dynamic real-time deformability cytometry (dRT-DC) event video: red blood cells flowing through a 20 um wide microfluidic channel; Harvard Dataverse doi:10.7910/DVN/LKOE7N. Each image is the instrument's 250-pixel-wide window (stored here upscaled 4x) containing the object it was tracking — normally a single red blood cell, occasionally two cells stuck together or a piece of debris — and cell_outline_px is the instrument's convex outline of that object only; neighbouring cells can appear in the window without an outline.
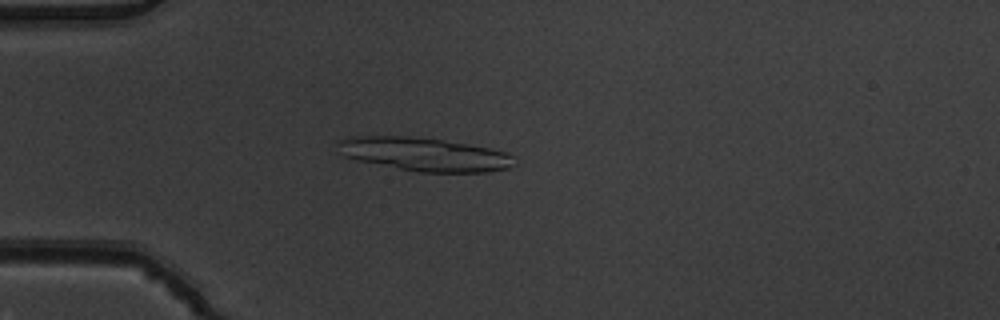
{"species": "common noctule bat (a hibernating species)", "species_latin": "Nyctalus noctula", "temperature_condition": "warm", "stored_images_in_passage": 5, "camera_frame_rate_fps": 3000, "um_per_image_px": 0.085, "animal": {"sex": "male", "body_mass_g": 19.5, "forearm_length_mm": 54.6}, "frame": {"image": 1, "passage_image": 4, "time_ms": 1.0, "image_size_px": [1000, 320], "cell_outline_px": [[516, 164], [508, 168], [488, 172], [420, 172], [356, 160], [344, 156], [336, 152], [336, 140], [352, 136], [408, 136], [440, 140], [468, 144], [488, 148], [504, 152], [512, 156]], "centroid_in_image_um": [35.99, 13.11], "position_along_channel_um": 49.0, "area_um2": 34.45}}